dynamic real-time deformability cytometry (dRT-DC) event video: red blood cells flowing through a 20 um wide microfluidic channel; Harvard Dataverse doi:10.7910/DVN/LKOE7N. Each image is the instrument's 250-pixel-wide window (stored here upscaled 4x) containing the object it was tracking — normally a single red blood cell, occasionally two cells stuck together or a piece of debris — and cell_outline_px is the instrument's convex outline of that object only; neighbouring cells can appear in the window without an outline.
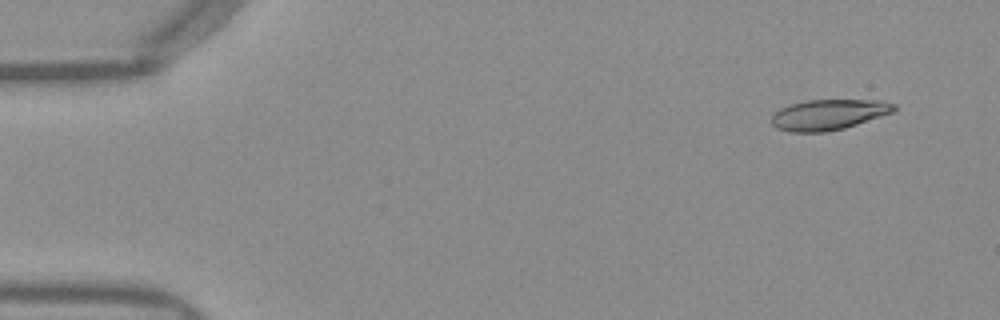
{"species": "Egyptian fruit bat (a non-hibernating species)", "species_latin": "Rousettus aegyptiacus", "temperature_condition": "warm", "stored_images_in_passage": 51, "camera_frame_rate_fps": 3000, "um_per_image_px": 0.085, "frame": {"image": 1, "passage_image": 4, "time_ms": 1.0, "image_size_px": [1000, 320], "cell_outline_px": [[896, 112], [844, 128], [824, 132], [788, 132], [776, 128], [772, 124], [772, 116], [780, 108], [792, 104], [808, 100], [880, 100], [896, 104]], "centroid_in_image_um": [70.47, 9.74], "position_along_channel_um": 14.5, "area_um2": 21.85}}
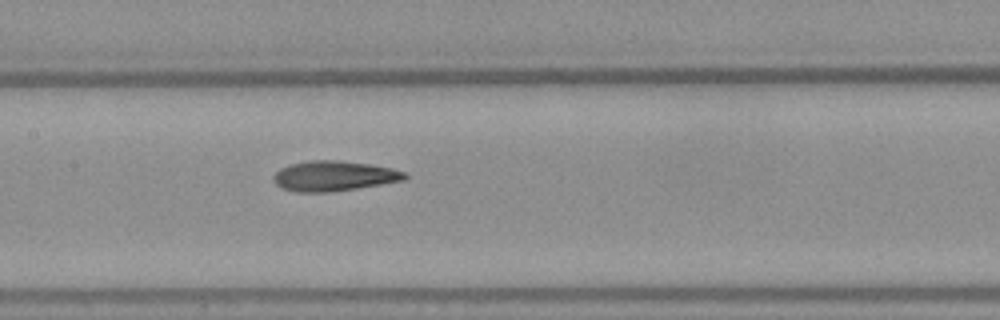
{"frame": {"image": 2, "passage_image": 25, "time_ms": 8.0, "image_size_px": [1000, 320], "cell_outline_px": [[408, 176], [404, 180], [332, 192], [296, 192], [280, 188], [272, 180], [272, 176], [280, 168], [292, 164], [312, 160], [336, 160], [368, 164], [392, 168], [408, 172]], "centroid_in_image_um": [28.37, 14.96], "position_along_channel_um": 179.0, "area_um2": 23.06}}
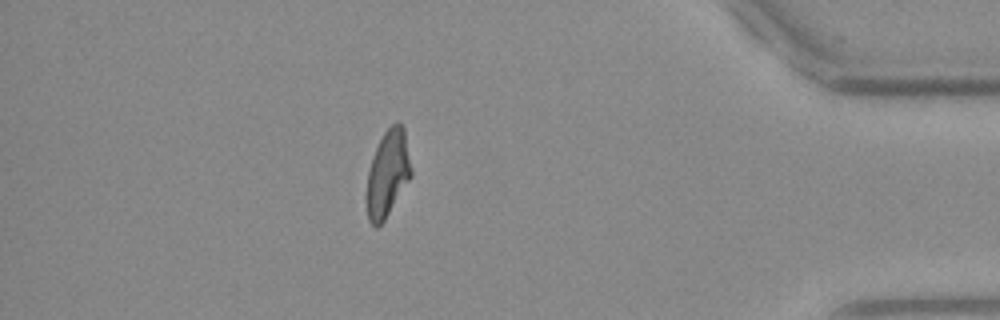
{"frame": {"image": 3, "passage_image": 45, "time_ms": 14.667, "image_size_px": [1000, 320], "cell_outline_px": [[412, 176], [384, 220], [376, 228], [368, 220], [368, 172], [372, 156], [384, 132], [396, 120], [404, 128], [412, 168]], "centroid_in_image_um": [32.99, 14.71], "position_along_channel_um": 402.2, "area_um2": 22.08}, "authors_computed_cell_mechanics": {"area_um2": 22.4842, "velocity_mm_per_s": 3.973, "shape_relaxation_time_tau1_ms": 5.5996, "shape_relaxation_time_tau2_ms": 2.085, "deformation_change_tau1": 0.2238, "deformation_change_tau2": 0.1122}}